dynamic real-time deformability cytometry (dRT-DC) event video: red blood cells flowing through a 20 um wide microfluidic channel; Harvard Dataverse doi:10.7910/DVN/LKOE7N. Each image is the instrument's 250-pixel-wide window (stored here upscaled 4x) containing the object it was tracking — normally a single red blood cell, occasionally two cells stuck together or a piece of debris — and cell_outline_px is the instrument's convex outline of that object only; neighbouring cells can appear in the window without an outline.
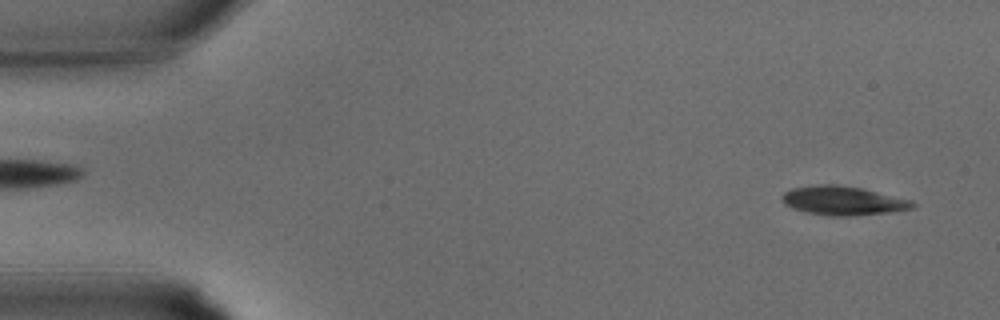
{"species": "common noctule bat (a hibernating species)", "species_latin": "Nyctalus noctula", "temperature_condition": "warm", "stored_images_in_passage": 32, "camera_frame_rate_fps": 3000, "um_per_image_px": 0.085, "animal": {"sex": "male", "body_mass_g": 15.6}, "frame": {"image": 1, "passage_image": 1, "time_ms": 0.0, "image_size_px": [1000, 320], "cell_outline_px": [[916, 204], [912, 208], [888, 212], [856, 216], [832, 216], [808, 212], [792, 208], [784, 204], [780, 200], [780, 196], [784, 192], [792, 188], [816, 184], [836, 184], [864, 188], [912, 200]], "centroid_in_image_um": [71.63, 17.04], "position_along_channel_um": 13.4, "area_um2": 22.25}}
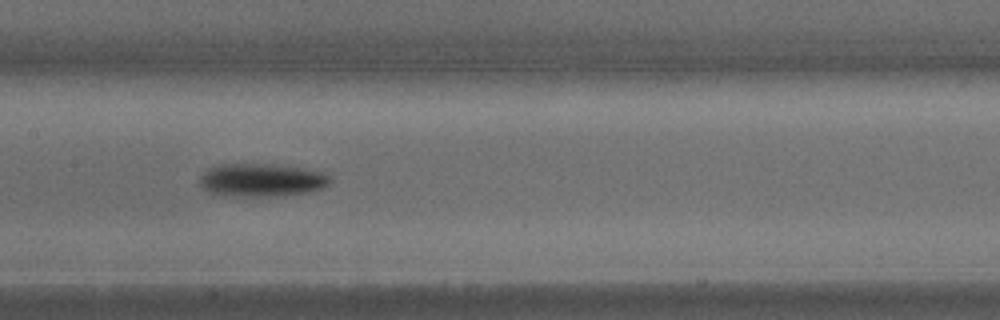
{"frame": {"image": 2, "passage_image": 15, "time_ms": 4.667, "image_size_px": [1000, 320], "cell_outline_px": [[332, 180], [328, 184], [320, 188], [308, 192], [284, 196], [244, 196], [212, 192], [204, 188], [200, 184], [200, 176], [208, 168], [216, 164], [272, 164], [304, 168], [324, 172]], "centroid_in_image_um": [22.27, 15.29], "position_along_channel_um": 185.1, "area_um2": 24.97}}
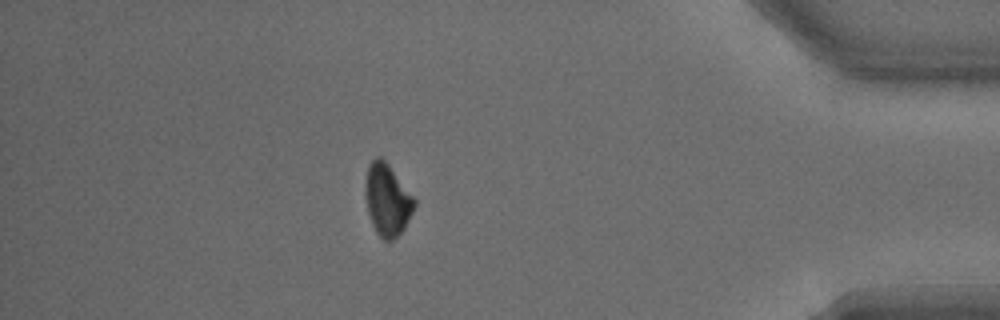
{"frame": {"image": 3, "passage_image": 28, "time_ms": 9.0, "image_size_px": [1000, 320], "cell_outline_px": [[416, 204], [404, 228], [392, 240], [384, 240], [376, 232], [372, 224], [368, 212], [364, 192], [364, 184], [368, 164], [376, 156], [380, 156], [388, 164], [416, 200]], "centroid_in_image_um": [32.89, 16.96], "position_along_channel_um": 402.3, "area_um2": 20.4}}